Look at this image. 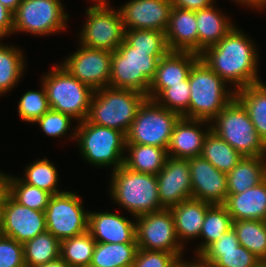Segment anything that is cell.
<instances>
[{
  "label": "cell",
  "instance_id": "6da1fadb",
  "mask_svg": "<svg viewBox=\"0 0 266 267\" xmlns=\"http://www.w3.org/2000/svg\"><path fill=\"white\" fill-rule=\"evenodd\" d=\"M199 55L227 84L234 85L235 92L261 82L258 77V50L252 39L237 26Z\"/></svg>",
  "mask_w": 266,
  "mask_h": 267
},
{
  "label": "cell",
  "instance_id": "7a4b0ae2",
  "mask_svg": "<svg viewBox=\"0 0 266 267\" xmlns=\"http://www.w3.org/2000/svg\"><path fill=\"white\" fill-rule=\"evenodd\" d=\"M111 172L110 196L114 203L133 215V219L163 209L156 175L131 170L124 164Z\"/></svg>",
  "mask_w": 266,
  "mask_h": 267
},
{
  "label": "cell",
  "instance_id": "3957f363",
  "mask_svg": "<svg viewBox=\"0 0 266 267\" xmlns=\"http://www.w3.org/2000/svg\"><path fill=\"white\" fill-rule=\"evenodd\" d=\"M189 119L211 122L234 98L235 91L199 58L190 69Z\"/></svg>",
  "mask_w": 266,
  "mask_h": 267
},
{
  "label": "cell",
  "instance_id": "277c9868",
  "mask_svg": "<svg viewBox=\"0 0 266 267\" xmlns=\"http://www.w3.org/2000/svg\"><path fill=\"white\" fill-rule=\"evenodd\" d=\"M167 53L136 51L123 41L111 52L109 87L135 90L147 96L158 62Z\"/></svg>",
  "mask_w": 266,
  "mask_h": 267
},
{
  "label": "cell",
  "instance_id": "5b68a950",
  "mask_svg": "<svg viewBox=\"0 0 266 267\" xmlns=\"http://www.w3.org/2000/svg\"><path fill=\"white\" fill-rule=\"evenodd\" d=\"M146 95L130 89L104 87L94 90L87 120L127 134Z\"/></svg>",
  "mask_w": 266,
  "mask_h": 267
},
{
  "label": "cell",
  "instance_id": "8992f818",
  "mask_svg": "<svg viewBox=\"0 0 266 267\" xmlns=\"http://www.w3.org/2000/svg\"><path fill=\"white\" fill-rule=\"evenodd\" d=\"M75 126L71 138L77 140L85 161L102 168L113 166L112 171L124 164L126 135L123 132L90 123L87 119Z\"/></svg>",
  "mask_w": 266,
  "mask_h": 267
},
{
  "label": "cell",
  "instance_id": "52a82bcc",
  "mask_svg": "<svg viewBox=\"0 0 266 267\" xmlns=\"http://www.w3.org/2000/svg\"><path fill=\"white\" fill-rule=\"evenodd\" d=\"M210 124L211 131L243 157L266 156V144L258 135L247 110L236 98Z\"/></svg>",
  "mask_w": 266,
  "mask_h": 267
},
{
  "label": "cell",
  "instance_id": "ba28073f",
  "mask_svg": "<svg viewBox=\"0 0 266 267\" xmlns=\"http://www.w3.org/2000/svg\"><path fill=\"white\" fill-rule=\"evenodd\" d=\"M41 79L50 108L71 116L75 121L87 119L94 90L72 76L61 64Z\"/></svg>",
  "mask_w": 266,
  "mask_h": 267
},
{
  "label": "cell",
  "instance_id": "9c48e42d",
  "mask_svg": "<svg viewBox=\"0 0 266 267\" xmlns=\"http://www.w3.org/2000/svg\"><path fill=\"white\" fill-rule=\"evenodd\" d=\"M94 5L86 9L87 20L81 28L78 41L91 49L115 51L125 37L122 15L117 8H111L107 0H94Z\"/></svg>",
  "mask_w": 266,
  "mask_h": 267
},
{
  "label": "cell",
  "instance_id": "30bf717a",
  "mask_svg": "<svg viewBox=\"0 0 266 267\" xmlns=\"http://www.w3.org/2000/svg\"><path fill=\"white\" fill-rule=\"evenodd\" d=\"M180 117L155 100L146 98L126 134V144L157 146L167 150L173 128Z\"/></svg>",
  "mask_w": 266,
  "mask_h": 267
},
{
  "label": "cell",
  "instance_id": "8fae6325",
  "mask_svg": "<svg viewBox=\"0 0 266 267\" xmlns=\"http://www.w3.org/2000/svg\"><path fill=\"white\" fill-rule=\"evenodd\" d=\"M69 15L61 0H21L13 13V33L46 36L62 32Z\"/></svg>",
  "mask_w": 266,
  "mask_h": 267
},
{
  "label": "cell",
  "instance_id": "7c38bea8",
  "mask_svg": "<svg viewBox=\"0 0 266 267\" xmlns=\"http://www.w3.org/2000/svg\"><path fill=\"white\" fill-rule=\"evenodd\" d=\"M76 192L64 191L52 195L45 209L46 228L62 241L88 231V213Z\"/></svg>",
  "mask_w": 266,
  "mask_h": 267
},
{
  "label": "cell",
  "instance_id": "4fadbf2b",
  "mask_svg": "<svg viewBox=\"0 0 266 267\" xmlns=\"http://www.w3.org/2000/svg\"><path fill=\"white\" fill-rule=\"evenodd\" d=\"M136 218V241L139 249L170 252L183 258L185 249L179 242L170 209L143 214Z\"/></svg>",
  "mask_w": 266,
  "mask_h": 267
},
{
  "label": "cell",
  "instance_id": "5bb4252c",
  "mask_svg": "<svg viewBox=\"0 0 266 267\" xmlns=\"http://www.w3.org/2000/svg\"><path fill=\"white\" fill-rule=\"evenodd\" d=\"M60 63L72 76L93 90L108 87L111 76V51L80 45Z\"/></svg>",
  "mask_w": 266,
  "mask_h": 267
},
{
  "label": "cell",
  "instance_id": "9a60e30c",
  "mask_svg": "<svg viewBox=\"0 0 266 267\" xmlns=\"http://www.w3.org/2000/svg\"><path fill=\"white\" fill-rule=\"evenodd\" d=\"M158 195L162 208L170 209L192 198L189 159L169 157L156 175Z\"/></svg>",
  "mask_w": 266,
  "mask_h": 267
},
{
  "label": "cell",
  "instance_id": "2e32d148",
  "mask_svg": "<svg viewBox=\"0 0 266 267\" xmlns=\"http://www.w3.org/2000/svg\"><path fill=\"white\" fill-rule=\"evenodd\" d=\"M46 231L44 211L30 209L16 202L9 194L6 195L2 235L24 244Z\"/></svg>",
  "mask_w": 266,
  "mask_h": 267
},
{
  "label": "cell",
  "instance_id": "e0dca14e",
  "mask_svg": "<svg viewBox=\"0 0 266 267\" xmlns=\"http://www.w3.org/2000/svg\"><path fill=\"white\" fill-rule=\"evenodd\" d=\"M196 259L203 267H255L261 262L240 245L233 228L210 244Z\"/></svg>",
  "mask_w": 266,
  "mask_h": 267
},
{
  "label": "cell",
  "instance_id": "ac0fdd59",
  "mask_svg": "<svg viewBox=\"0 0 266 267\" xmlns=\"http://www.w3.org/2000/svg\"><path fill=\"white\" fill-rule=\"evenodd\" d=\"M118 9L125 30L151 29L166 32L172 3L170 0H129Z\"/></svg>",
  "mask_w": 266,
  "mask_h": 267
},
{
  "label": "cell",
  "instance_id": "d6986e66",
  "mask_svg": "<svg viewBox=\"0 0 266 267\" xmlns=\"http://www.w3.org/2000/svg\"><path fill=\"white\" fill-rule=\"evenodd\" d=\"M192 198L211 204H224L228 196L227 174L201 156L189 159Z\"/></svg>",
  "mask_w": 266,
  "mask_h": 267
},
{
  "label": "cell",
  "instance_id": "ffe728a7",
  "mask_svg": "<svg viewBox=\"0 0 266 267\" xmlns=\"http://www.w3.org/2000/svg\"><path fill=\"white\" fill-rule=\"evenodd\" d=\"M209 123L211 122L206 120L180 117L173 128L167 147V155L179 159L200 156L205 138L211 131V124ZM203 125H206L207 130H202Z\"/></svg>",
  "mask_w": 266,
  "mask_h": 267
},
{
  "label": "cell",
  "instance_id": "44dd1931",
  "mask_svg": "<svg viewBox=\"0 0 266 267\" xmlns=\"http://www.w3.org/2000/svg\"><path fill=\"white\" fill-rule=\"evenodd\" d=\"M88 232L100 243H137L136 220L112 212L88 213Z\"/></svg>",
  "mask_w": 266,
  "mask_h": 267
},
{
  "label": "cell",
  "instance_id": "7402d4cb",
  "mask_svg": "<svg viewBox=\"0 0 266 267\" xmlns=\"http://www.w3.org/2000/svg\"><path fill=\"white\" fill-rule=\"evenodd\" d=\"M200 55L189 51H169L157 65L156 74L147 94V98L155 99L169 84L186 80L193 64Z\"/></svg>",
  "mask_w": 266,
  "mask_h": 267
},
{
  "label": "cell",
  "instance_id": "603a6c76",
  "mask_svg": "<svg viewBox=\"0 0 266 267\" xmlns=\"http://www.w3.org/2000/svg\"><path fill=\"white\" fill-rule=\"evenodd\" d=\"M165 35L170 51L198 54L196 11L172 7Z\"/></svg>",
  "mask_w": 266,
  "mask_h": 267
},
{
  "label": "cell",
  "instance_id": "cb8c5ba5",
  "mask_svg": "<svg viewBox=\"0 0 266 267\" xmlns=\"http://www.w3.org/2000/svg\"><path fill=\"white\" fill-rule=\"evenodd\" d=\"M233 221H266V179L239 194H228L223 204Z\"/></svg>",
  "mask_w": 266,
  "mask_h": 267
},
{
  "label": "cell",
  "instance_id": "d4e9b609",
  "mask_svg": "<svg viewBox=\"0 0 266 267\" xmlns=\"http://www.w3.org/2000/svg\"><path fill=\"white\" fill-rule=\"evenodd\" d=\"M212 205L190 198L170 208L174 217L176 235L183 247L189 239H198L206 211Z\"/></svg>",
  "mask_w": 266,
  "mask_h": 267
},
{
  "label": "cell",
  "instance_id": "484cf974",
  "mask_svg": "<svg viewBox=\"0 0 266 267\" xmlns=\"http://www.w3.org/2000/svg\"><path fill=\"white\" fill-rule=\"evenodd\" d=\"M215 5L196 11L198 54L217 44L235 26Z\"/></svg>",
  "mask_w": 266,
  "mask_h": 267
},
{
  "label": "cell",
  "instance_id": "4316f807",
  "mask_svg": "<svg viewBox=\"0 0 266 267\" xmlns=\"http://www.w3.org/2000/svg\"><path fill=\"white\" fill-rule=\"evenodd\" d=\"M266 179V156L243 157L227 173L228 194H239Z\"/></svg>",
  "mask_w": 266,
  "mask_h": 267
},
{
  "label": "cell",
  "instance_id": "83f0119b",
  "mask_svg": "<svg viewBox=\"0 0 266 267\" xmlns=\"http://www.w3.org/2000/svg\"><path fill=\"white\" fill-rule=\"evenodd\" d=\"M235 98L247 110L258 135L266 144V84H251L235 92Z\"/></svg>",
  "mask_w": 266,
  "mask_h": 267
},
{
  "label": "cell",
  "instance_id": "f1b7e54d",
  "mask_svg": "<svg viewBox=\"0 0 266 267\" xmlns=\"http://www.w3.org/2000/svg\"><path fill=\"white\" fill-rule=\"evenodd\" d=\"M129 155L124 157V165L134 171L157 175L168 158L167 150L157 146L126 144Z\"/></svg>",
  "mask_w": 266,
  "mask_h": 267
},
{
  "label": "cell",
  "instance_id": "f546056e",
  "mask_svg": "<svg viewBox=\"0 0 266 267\" xmlns=\"http://www.w3.org/2000/svg\"><path fill=\"white\" fill-rule=\"evenodd\" d=\"M138 249L137 243L96 242L89 267H132Z\"/></svg>",
  "mask_w": 266,
  "mask_h": 267
},
{
  "label": "cell",
  "instance_id": "4dcf8cb0",
  "mask_svg": "<svg viewBox=\"0 0 266 267\" xmlns=\"http://www.w3.org/2000/svg\"><path fill=\"white\" fill-rule=\"evenodd\" d=\"M200 156L226 174L243 158L239 152L213 131H210L206 136Z\"/></svg>",
  "mask_w": 266,
  "mask_h": 267
},
{
  "label": "cell",
  "instance_id": "1f68e13d",
  "mask_svg": "<svg viewBox=\"0 0 266 267\" xmlns=\"http://www.w3.org/2000/svg\"><path fill=\"white\" fill-rule=\"evenodd\" d=\"M0 41V96L16 87L25 71L23 52Z\"/></svg>",
  "mask_w": 266,
  "mask_h": 267
},
{
  "label": "cell",
  "instance_id": "d6a6232c",
  "mask_svg": "<svg viewBox=\"0 0 266 267\" xmlns=\"http://www.w3.org/2000/svg\"><path fill=\"white\" fill-rule=\"evenodd\" d=\"M233 226V219L223 204H213L204 217L199 238H204L196 249V258L213 242L220 239L222 234Z\"/></svg>",
  "mask_w": 266,
  "mask_h": 267
},
{
  "label": "cell",
  "instance_id": "836d02e7",
  "mask_svg": "<svg viewBox=\"0 0 266 267\" xmlns=\"http://www.w3.org/2000/svg\"><path fill=\"white\" fill-rule=\"evenodd\" d=\"M61 241L46 231L23 244L26 267H34L60 257Z\"/></svg>",
  "mask_w": 266,
  "mask_h": 267
},
{
  "label": "cell",
  "instance_id": "e575fe53",
  "mask_svg": "<svg viewBox=\"0 0 266 267\" xmlns=\"http://www.w3.org/2000/svg\"><path fill=\"white\" fill-rule=\"evenodd\" d=\"M240 245L266 261V221L237 220L233 226Z\"/></svg>",
  "mask_w": 266,
  "mask_h": 267
},
{
  "label": "cell",
  "instance_id": "d590c367",
  "mask_svg": "<svg viewBox=\"0 0 266 267\" xmlns=\"http://www.w3.org/2000/svg\"><path fill=\"white\" fill-rule=\"evenodd\" d=\"M96 241L87 231L61 241L60 258L70 267H89Z\"/></svg>",
  "mask_w": 266,
  "mask_h": 267
},
{
  "label": "cell",
  "instance_id": "8d00e7d4",
  "mask_svg": "<svg viewBox=\"0 0 266 267\" xmlns=\"http://www.w3.org/2000/svg\"><path fill=\"white\" fill-rule=\"evenodd\" d=\"M8 194L19 204L37 211H45L52 194L25 183L21 177H9Z\"/></svg>",
  "mask_w": 266,
  "mask_h": 267
},
{
  "label": "cell",
  "instance_id": "74e56055",
  "mask_svg": "<svg viewBox=\"0 0 266 267\" xmlns=\"http://www.w3.org/2000/svg\"><path fill=\"white\" fill-rule=\"evenodd\" d=\"M57 170L54 164L45 157V159H37L30 163L29 166L25 168L24 178L22 177L21 179L29 185L55 195L64 192L57 189L59 181Z\"/></svg>",
  "mask_w": 266,
  "mask_h": 267
},
{
  "label": "cell",
  "instance_id": "f35d334b",
  "mask_svg": "<svg viewBox=\"0 0 266 267\" xmlns=\"http://www.w3.org/2000/svg\"><path fill=\"white\" fill-rule=\"evenodd\" d=\"M124 41L136 51L169 52L165 32L151 29L125 30Z\"/></svg>",
  "mask_w": 266,
  "mask_h": 267
},
{
  "label": "cell",
  "instance_id": "ab89813d",
  "mask_svg": "<svg viewBox=\"0 0 266 267\" xmlns=\"http://www.w3.org/2000/svg\"><path fill=\"white\" fill-rule=\"evenodd\" d=\"M164 108L189 118L190 84L189 78L181 83L169 84L155 99Z\"/></svg>",
  "mask_w": 266,
  "mask_h": 267
},
{
  "label": "cell",
  "instance_id": "60d3db41",
  "mask_svg": "<svg viewBox=\"0 0 266 267\" xmlns=\"http://www.w3.org/2000/svg\"><path fill=\"white\" fill-rule=\"evenodd\" d=\"M41 84V91H27L18 101L19 103L17 111L19 117L24 122L33 124L51 109L47 98L46 88L43 83Z\"/></svg>",
  "mask_w": 266,
  "mask_h": 267
},
{
  "label": "cell",
  "instance_id": "b9f144b4",
  "mask_svg": "<svg viewBox=\"0 0 266 267\" xmlns=\"http://www.w3.org/2000/svg\"><path fill=\"white\" fill-rule=\"evenodd\" d=\"M73 118L67 114L50 109L34 123L39 124L41 130L50 137H61L72 127Z\"/></svg>",
  "mask_w": 266,
  "mask_h": 267
},
{
  "label": "cell",
  "instance_id": "7bdbcfd3",
  "mask_svg": "<svg viewBox=\"0 0 266 267\" xmlns=\"http://www.w3.org/2000/svg\"><path fill=\"white\" fill-rule=\"evenodd\" d=\"M181 260L175 253L138 249L132 267H176Z\"/></svg>",
  "mask_w": 266,
  "mask_h": 267
},
{
  "label": "cell",
  "instance_id": "ee69618b",
  "mask_svg": "<svg viewBox=\"0 0 266 267\" xmlns=\"http://www.w3.org/2000/svg\"><path fill=\"white\" fill-rule=\"evenodd\" d=\"M0 267H26L22 243L0 236Z\"/></svg>",
  "mask_w": 266,
  "mask_h": 267
},
{
  "label": "cell",
  "instance_id": "f6af8a7d",
  "mask_svg": "<svg viewBox=\"0 0 266 267\" xmlns=\"http://www.w3.org/2000/svg\"><path fill=\"white\" fill-rule=\"evenodd\" d=\"M172 7H177L185 10H201L209 8L215 4V0H170Z\"/></svg>",
  "mask_w": 266,
  "mask_h": 267
},
{
  "label": "cell",
  "instance_id": "bcb514c9",
  "mask_svg": "<svg viewBox=\"0 0 266 267\" xmlns=\"http://www.w3.org/2000/svg\"><path fill=\"white\" fill-rule=\"evenodd\" d=\"M13 32V13L0 3V41Z\"/></svg>",
  "mask_w": 266,
  "mask_h": 267
},
{
  "label": "cell",
  "instance_id": "7dc6e473",
  "mask_svg": "<svg viewBox=\"0 0 266 267\" xmlns=\"http://www.w3.org/2000/svg\"><path fill=\"white\" fill-rule=\"evenodd\" d=\"M9 175L0 171V202H5V197L8 194Z\"/></svg>",
  "mask_w": 266,
  "mask_h": 267
},
{
  "label": "cell",
  "instance_id": "c3c4849f",
  "mask_svg": "<svg viewBox=\"0 0 266 267\" xmlns=\"http://www.w3.org/2000/svg\"><path fill=\"white\" fill-rule=\"evenodd\" d=\"M239 2L238 4H242L248 6L249 8L251 7L252 9L254 8L255 10H262L266 6V0H232Z\"/></svg>",
  "mask_w": 266,
  "mask_h": 267
},
{
  "label": "cell",
  "instance_id": "681fc988",
  "mask_svg": "<svg viewBox=\"0 0 266 267\" xmlns=\"http://www.w3.org/2000/svg\"><path fill=\"white\" fill-rule=\"evenodd\" d=\"M21 0H0V3L9 9L12 13L18 8Z\"/></svg>",
  "mask_w": 266,
  "mask_h": 267
},
{
  "label": "cell",
  "instance_id": "f907efd6",
  "mask_svg": "<svg viewBox=\"0 0 266 267\" xmlns=\"http://www.w3.org/2000/svg\"><path fill=\"white\" fill-rule=\"evenodd\" d=\"M34 267H70L64 260H62L60 257L54 261H51L46 264L37 265Z\"/></svg>",
  "mask_w": 266,
  "mask_h": 267
},
{
  "label": "cell",
  "instance_id": "816d5d0a",
  "mask_svg": "<svg viewBox=\"0 0 266 267\" xmlns=\"http://www.w3.org/2000/svg\"><path fill=\"white\" fill-rule=\"evenodd\" d=\"M176 267H203V265L197 259L191 262L181 260Z\"/></svg>",
  "mask_w": 266,
  "mask_h": 267
},
{
  "label": "cell",
  "instance_id": "f5cc1de1",
  "mask_svg": "<svg viewBox=\"0 0 266 267\" xmlns=\"http://www.w3.org/2000/svg\"><path fill=\"white\" fill-rule=\"evenodd\" d=\"M5 202H0V236L3 231V207Z\"/></svg>",
  "mask_w": 266,
  "mask_h": 267
},
{
  "label": "cell",
  "instance_id": "db71d44e",
  "mask_svg": "<svg viewBox=\"0 0 266 267\" xmlns=\"http://www.w3.org/2000/svg\"><path fill=\"white\" fill-rule=\"evenodd\" d=\"M255 267H266V261L259 262Z\"/></svg>",
  "mask_w": 266,
  "mask_h": 267
}]
</instances>
